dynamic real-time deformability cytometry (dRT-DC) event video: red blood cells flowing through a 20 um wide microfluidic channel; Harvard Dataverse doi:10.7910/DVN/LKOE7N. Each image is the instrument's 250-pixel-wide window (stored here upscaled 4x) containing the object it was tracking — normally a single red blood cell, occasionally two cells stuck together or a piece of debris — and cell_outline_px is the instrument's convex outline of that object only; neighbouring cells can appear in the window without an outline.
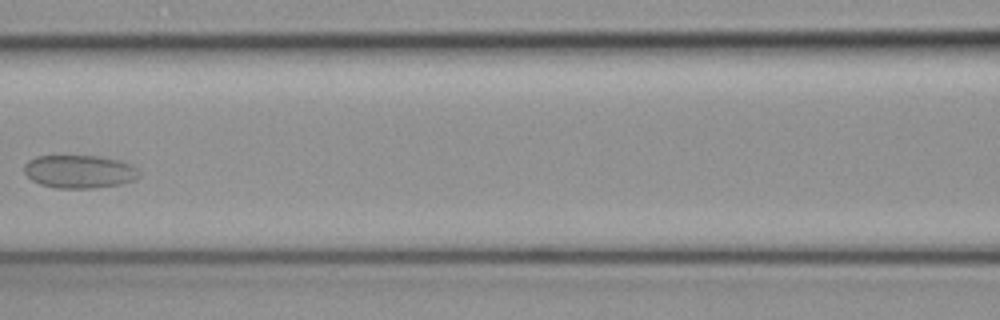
{"species": "common noctule bat (a hibernating species)", "species_latin": "Nyctalus noctula", "temperature_condition": "cold", "stored_images_in_passage": 9, "camera_frame_rate_fps": 3000, "um_per_image_px": 0.085, "animal": {"sex": "female", "body_mass_g": 19.3, "forearm_length_mm": 54.1}, "frame": {"image": 1, "passage_image": 8, "time_ms": 2.333, "image_size_px": [1000, 320], "cell_outline_px": [[140, 176], [136, 180], [120, 184], [92, 188], [56, 188], [40, 184], [32, 180], [24, 172], [24, 164], [28, 160], [36, 156], [100, 156], [120, 160], [136, 168], [140, 172]], "centroid_in_image_um": [6.75, 14.58], "position_along_channel_um": 159.9, "area_um2": 22.25}}
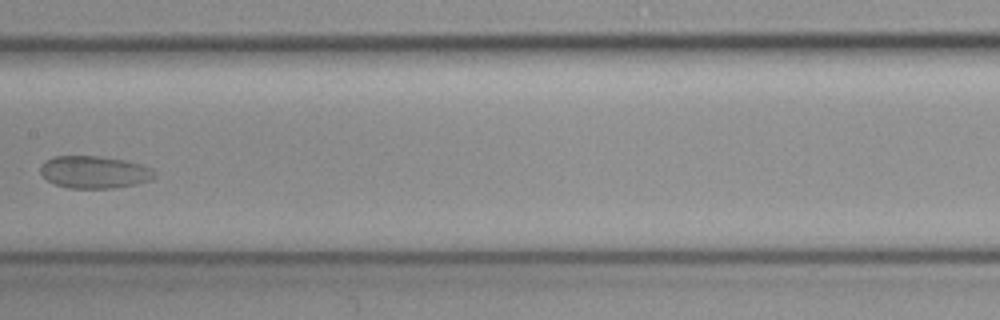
{"frame": {"image": 2, "passage_image": 9, "time_ms": 2.667, "image_size_px": [1000, 320], "cell_outline_px": [[156, 176], [152, 180], [136, 184], [112, 188], [68, 188], [56, 184], [48, 180], [40, 172], [40, 164], [44, 160], [52, 156], [100, 156], [124, 160], [140, 164], [156, 172]], "centroid_in_image_um": [8.0, 14.62], "position_along_channel_um": 199.4, "area_um2": 21.56}}